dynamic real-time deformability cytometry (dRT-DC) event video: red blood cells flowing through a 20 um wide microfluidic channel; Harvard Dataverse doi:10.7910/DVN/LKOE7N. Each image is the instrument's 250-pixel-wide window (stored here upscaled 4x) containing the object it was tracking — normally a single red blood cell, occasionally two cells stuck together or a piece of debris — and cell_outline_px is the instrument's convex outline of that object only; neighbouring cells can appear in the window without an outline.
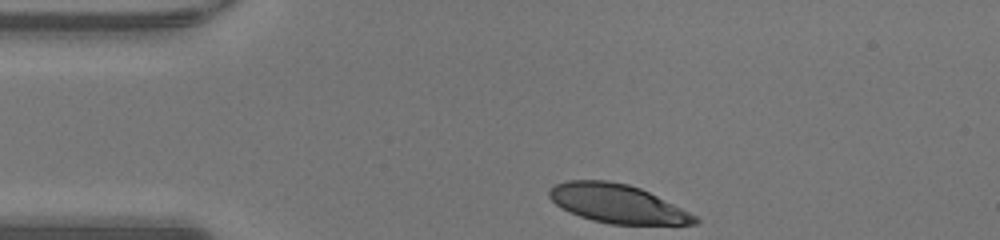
{"species": "human", "species_latin": "Homo sapiens", "temperature_condition": "warm", "stored_images_in_passage": 30, "camera_frame_rate_fps": 3000, "um_per_image_px": 0.085, "donor": {"sex": "male"}, "frame": {"image": 1, "passage_image": 1, "time_ms": 0.0, "image_size_px": [1000, 240], "cell_outline_px": [[700, 220], [696, 224], [608, 224], [592, 220], [580, 216], [556, 204], [548, 196], [548, 192], [556, 184], [568, 180], [608, 180], [628, 184], [640, 188], [696, 216]], "centroid_in_image_um": [52.45, 17.3], "position_along_channel_um": 32.5, "area_um2": 32.25}}
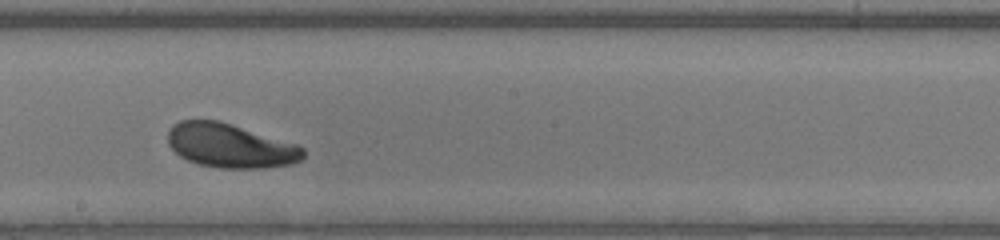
{"frame": {"image": 2, "passage_image": 18, "time_ms": 5.667, "image_size_px": [1000, 240], "cell_outline_px": [[304, 156], [300, 160], [292, 164], [264, 168], [220, 168], [200, 164], [188, 160], [180, 156], [168, 144], [168, 132], [172, 124], [180, 120], [220, 120], [296, 144], [304, 148]], "centroid_in_image_um": [19.56, 12.38], "position_along_channel_um": 228.6, "area_um2": 34.74}}
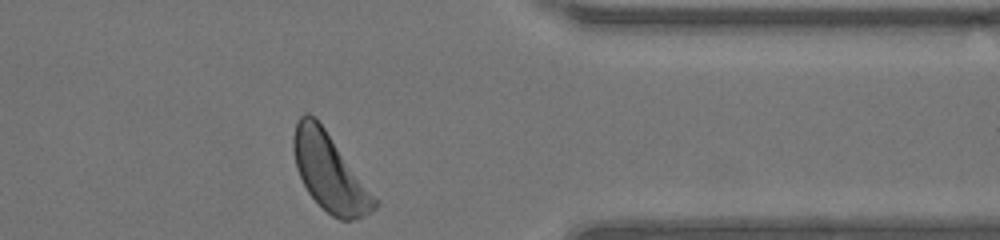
{"frame": {"image": 3, "passage_image": 30, "time_ms": 9.667, "image_size_px": [1000, 240], "cell_outline_px": [[380, 204], [376, 208], [352, 220], [340, 220], [332, 216], [308, 192], [296, 168], [292, 148], [292, 136], [296, 120], [304, 112], [308, 112], [316, 116], [380, 200]], "centroid_in_image_um": [28.02, 14.58], "position_along_channel_um": 383.4, "area_um2": 36.99}, "authors_computed_cell_mechanics": {"area_um2": 35.1424, "velocity_mm_per_s": 4.2661, "shape_relaxation_time_tau1_ms": 3.0658, "shape_relaxation_time_tau2_ms": 7.0496, "deformation_change_tau1": 0.1546, "deformation_change_tau2": 0.1443}}